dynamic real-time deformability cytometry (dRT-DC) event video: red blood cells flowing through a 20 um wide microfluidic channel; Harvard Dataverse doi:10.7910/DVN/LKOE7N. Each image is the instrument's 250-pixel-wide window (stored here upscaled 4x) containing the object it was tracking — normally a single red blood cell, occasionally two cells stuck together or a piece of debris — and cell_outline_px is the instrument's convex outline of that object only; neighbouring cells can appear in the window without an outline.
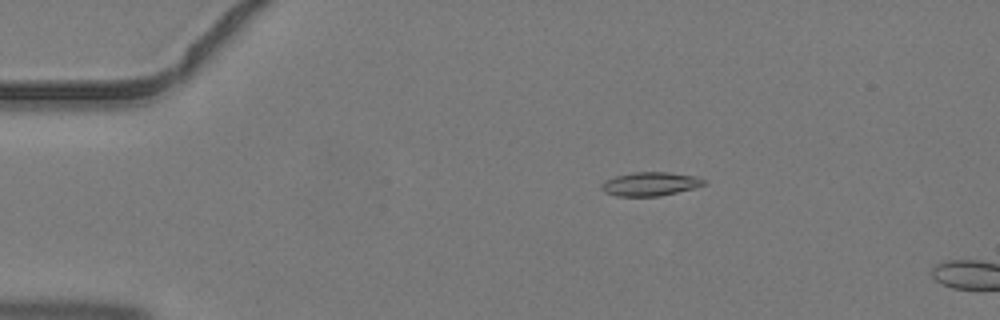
{"species": "common noctule bat (a hibernating species)", "species_latin": "Nyctalus noctula", "temperature_condition": "warm", "stored_images_in_passage": 2, "camera_frame_rate_fps": 3000, "um_per_image_px": 0.085, "animal": {"sex": "male", "body_mass_g": 19.2, "forearm_length_mm": 51.8}, "frame": {"image": 1, "passage_image": 1, "time_ms": 0.0, "image_size_px": [1000, 320], "cell_outline_px": [[708, 184], [660, 196], [616, 196], [604, 192], [600, 188], [600, 184], [604, 180], [616, 176], [632, 172], [668, 172], [696, 176], [708, 180]], "centroid_in_image_um": [55.27, 15.63], "position_along_channel_um": 29.7, "area_um2": 14.33}}